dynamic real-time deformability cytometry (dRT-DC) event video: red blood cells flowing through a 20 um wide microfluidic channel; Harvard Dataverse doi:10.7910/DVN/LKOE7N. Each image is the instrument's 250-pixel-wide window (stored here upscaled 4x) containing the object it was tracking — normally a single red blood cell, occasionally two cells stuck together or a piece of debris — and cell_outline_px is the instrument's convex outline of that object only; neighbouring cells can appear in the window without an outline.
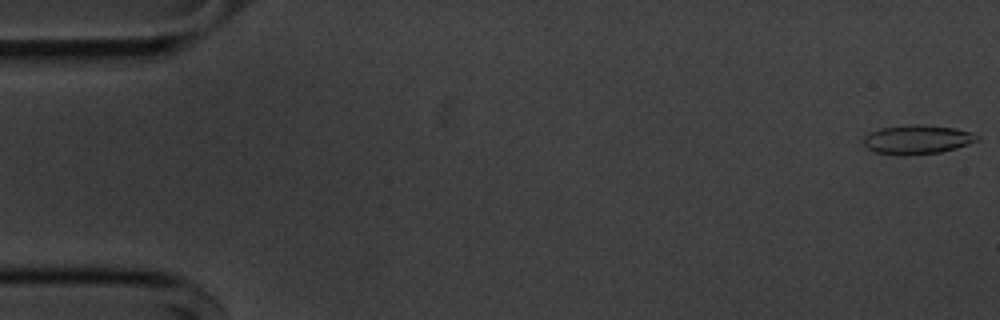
{"species": "common noctule bat (a hibernating species)", "species_latin": "Nyctalus noctula", "temperature_condition": "cold", "stored_images_in_passage": 51, "camera_frame_rate_fps": 3000, "um_per_image_px": 0.085, "animal": {"sex": "male", "body_mass_g": 20.1, "forearm_length_mm": 53.5}, "frame": {"image": 1, "passage_image": 1, "time_ms": 0.0, "image_size_px": [1000, 320], "cell_outline_px": [[980, 140], [956, 148], [940, 152], [904, 156], [900, 156], [876, 152], [868, 148], [864, 144], [864, 136], [880, 128], [916, 124], [920, 124], [956, 128], [972, 132], [980, 136]], "centroid_in_image_um": [78.01, 11.86], "position_along_channel_um": 7.0, "area_um2": 19.31}}
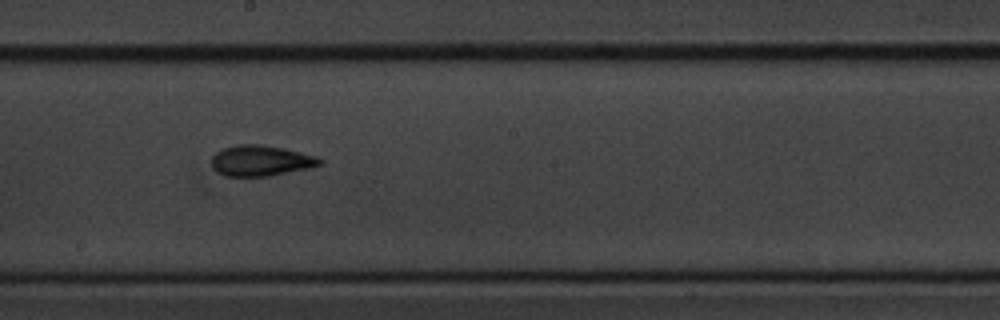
{"frame": {"image": 2, "passage_image": 30, "time_ms": 9.667, "image_size_px": [1000, 320], "cell_outline_px": [[324, 164], [312, 168], [268, 176], [224, 176], [216, 172], [212, 164], [212, 156], [216, 152], [224, 148], [236, 144], [264, 144], [284, 148], [316, 156], [324, 160]], "centroid_in_image_um": [22.21, 13.65], "position_along_channel_um": 226.0, "area_um2": 19.65}}
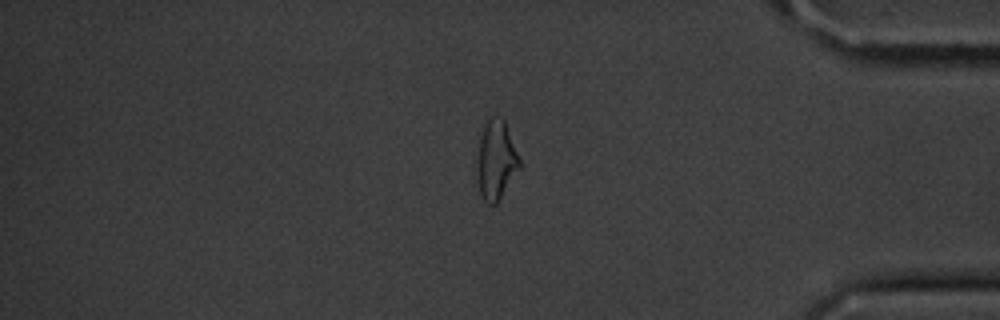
{"frame": {"image": 3, "passage_image": 46, "time_ms": 15.0, "image_size_px": [1000, 320], "cell_outline_px": [[520, 168], [496, 204], [488, 204], [484, 200], [480, 192], [476, 168], [476, 160], [480, 136], [484, 124], [492, 116], [500, 116], [504, 120], [520, 160]], "centroid_in_image_um": [42.14, 13.6], "position_along_channel_um": 393.1, "area_um2": 19.48}}